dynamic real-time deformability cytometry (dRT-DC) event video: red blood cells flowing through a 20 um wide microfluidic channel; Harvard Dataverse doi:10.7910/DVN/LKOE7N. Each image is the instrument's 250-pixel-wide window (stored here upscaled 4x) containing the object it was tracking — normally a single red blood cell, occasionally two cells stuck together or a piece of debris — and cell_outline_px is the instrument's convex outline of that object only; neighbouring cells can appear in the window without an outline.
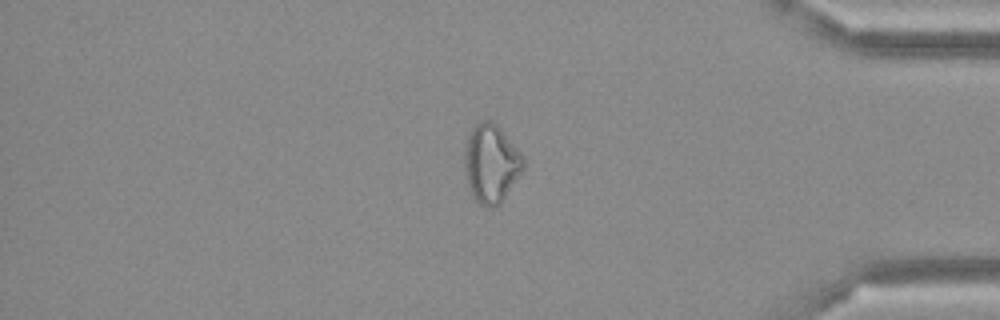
{"species": "Egyptian fruit bat (a non-hibernating species)", "species_latin": "Rousettus aegyptiacus", "temperature_condition": "cold", "stored_images_in_passage": 50, "camera_frame_rate_fps": 3000, "um_per_image_px": 0.085, "frame": {"image": 1, "passage_image": 42, "time_ms": 13.667, "image_size_px": [1000, 320], "cell_outline_px": [[524, 168], [500, 204], [496, 208], [484, 208], [476, 200], [468, 184], [464, 172], [464, 148], [468, 136], [472, 128], [480, 120], [492, 120], [504, 132], [524, 156]], "centroid_in_image_um": [41.74, 13.89], "position_along_channel_um": 393.5, "area_um2": 27.05}}
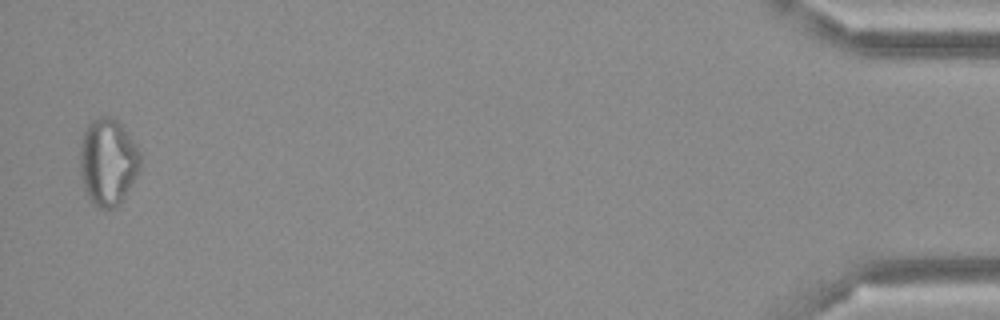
{"frame": {"image": 2, "passage_image": 49, "time_ms": 16.0, "image_size_px": [1000, 320], "cell_outline_px": [[140, 172], [120, 204], [112, 208], [100, 208], [88, 196], [84, 188], [80, 172], [80, 148], [84, 132], [88, 124], [92, 120], [100, 116], [108, 116], [116, 120], [120, 124], [132, 140], [140, 152]], "centroid_in_image_um": [9.18, 13.77], "position_along_channel_um": 426.0, "area_um2": 30.35}}